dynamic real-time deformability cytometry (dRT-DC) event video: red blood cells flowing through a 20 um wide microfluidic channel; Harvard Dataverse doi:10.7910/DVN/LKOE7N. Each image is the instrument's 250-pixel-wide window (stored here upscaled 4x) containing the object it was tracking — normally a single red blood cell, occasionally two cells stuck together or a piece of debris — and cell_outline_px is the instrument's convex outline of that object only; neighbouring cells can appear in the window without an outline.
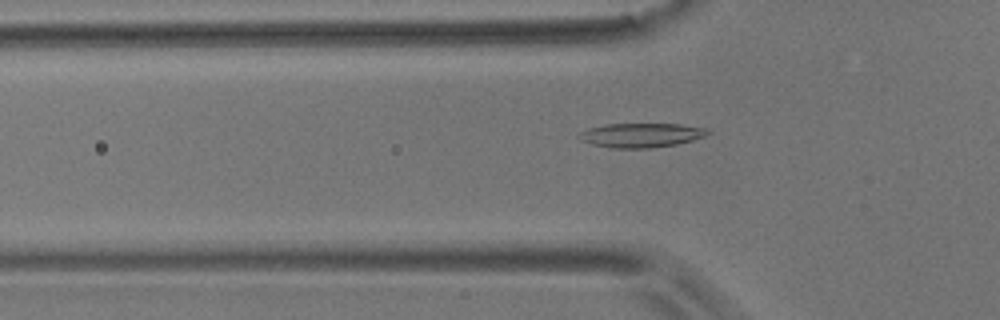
{"species": "common noctule bat (a hibernating species)", "species_latin": "Nyctalus noctula", "temperature_condition": "room temperature", "stored_images_in_passage": 26, "camera_frame_rate_fps": 3000, "um_per_image_px": 0.085, "animal": {"sex": "male", "body_mass_g": 17.9}, "frame": {"image": 1, "passage_image": 4, "time_ms": 1.0, "image_size_px": [1000, 320], "cell_outline_px": [[712, 132], [704, 136], [692, 140], [676, 144], [648, 148], [612, 148], [592, 144], [580, 140], [576, 136], [580, 132], [588, 128], [604, 124], [680, 124], [708, 128]], "centroid_in_image_um": [54.48, 11.48], "position_along_channel_um": 71.3, "area_um2": 18.26}}
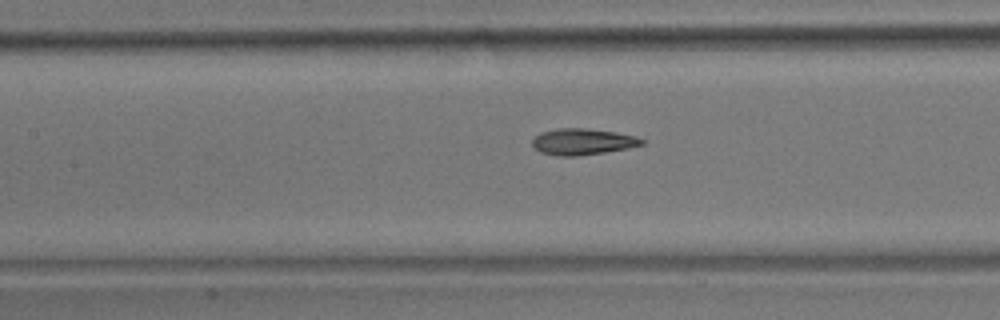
{"frame": {"image": 2, "passage_image": 11, "time_ms": 3.333, "image_size_px": [1000, 320], "cell_outline_px": [[644, 144], [628, 148], [604, 152], [576, 156], [556, 156], [540, 152], [532, 144], [532, 140], [540, 132], [556, 128], [584, 128], [616, 132], [636, 136], [644, 140]], "centroid_in_image_um": [49.51, 12.04], "position_along_channel_um": 157.9, "area_um2": 16.76}}
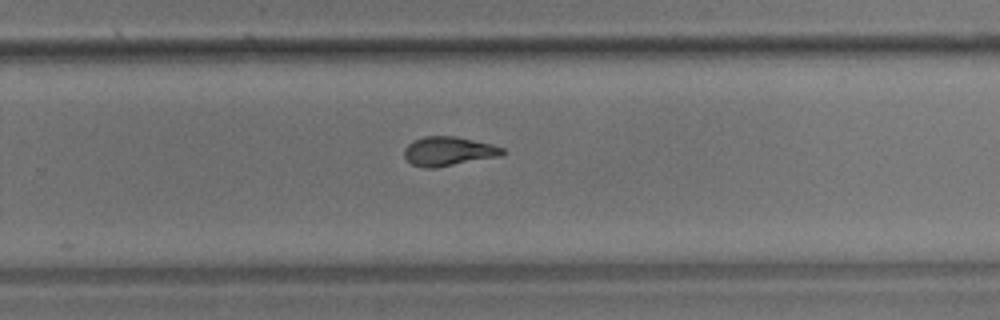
{"frame": {"image": 3, "passage_image": 22, "time_ms": 7.0, "image_size_px": [1000, 320], "cell_outline_px": [[504, 152], [500, 156], [436, 168], [424, 168], [412, 164], [404, 156], [404, 148], [408, 144], [424, 136], [456, 136], [492, 144], [504, 148]], "centroid_in_image_um": [38.12, 12.86], "position_along_channel_um": 291.7, "area_um2": 16.65}}